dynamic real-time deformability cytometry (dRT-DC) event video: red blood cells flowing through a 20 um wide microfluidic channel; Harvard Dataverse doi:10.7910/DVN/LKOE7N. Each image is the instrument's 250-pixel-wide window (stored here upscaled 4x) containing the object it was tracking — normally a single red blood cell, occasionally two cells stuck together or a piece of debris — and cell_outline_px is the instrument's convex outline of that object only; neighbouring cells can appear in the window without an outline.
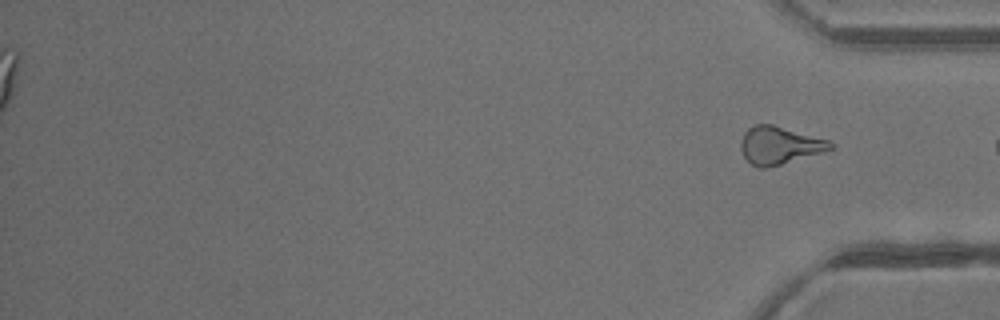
{"species": "common noctule bat (a hibernating species)", "species_latin": "Nyctalus noctula", "temperature_condition": "warm", "stored_images_in_passage": 35, "segment_of_instrument_passage": [2, 2], "camera_frame_rate_fps": 3000, "um_per_image_px": 0.085, "animal": {"sex": "male", "body_mass_g": 13.3}, "frame": {"image": 1, "passage_image": 35, "time_ms": 11.333, "image_size_px": [1000, 320], "cell_outline_px": [[836, 144], [832, 148], [824, 152], [768, 168], [760, 168], [752, 164], [744, 156], [740, 148], [740, 140], [744, 132], [748, 128], [756, 124], [772, 124], [828, 140]], "centroid_in_image_um": [66.24, 12.35], "position_along_channel_um": 369.0, "area_um2": 19.65}}